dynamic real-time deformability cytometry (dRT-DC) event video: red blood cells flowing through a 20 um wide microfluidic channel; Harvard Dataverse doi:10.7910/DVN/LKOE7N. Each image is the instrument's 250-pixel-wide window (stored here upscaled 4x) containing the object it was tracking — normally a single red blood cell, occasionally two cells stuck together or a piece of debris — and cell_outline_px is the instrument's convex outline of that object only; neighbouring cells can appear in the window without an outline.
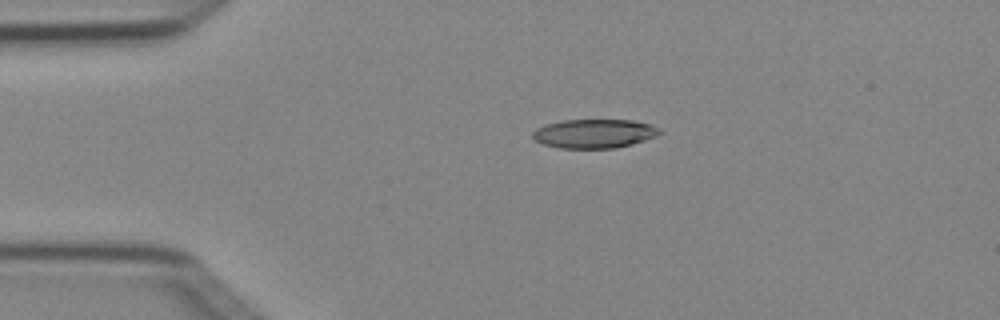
{"species": "Egyptian fruit bat (a non-hibernating species)", "species_latin": "Rousettus aegyptiacus", "temperature_condition": "cold", "stored_images_in_passage": 3, "camera_frame_rate_fps": 3000, "um_per_image_px": 0.085, "animal": {"sex": "female"}, "frame": {"image": 1, "passage_image": 2, "time_ms": 0.333, "image_size_px": [1000, 320], "cell_outline_px": [[664, 132], [656, 136], [632, 144], [616, 148], [560, 148], [544, 144], [532, 140], [532, 132], [536, 128], [544, 124], [564, 120], [632, 120], [652, 124]], "centroid_in_image_um": [50.5, 11.35], "position_along_channel_um": 34.5, "area_um2": 21.62}}